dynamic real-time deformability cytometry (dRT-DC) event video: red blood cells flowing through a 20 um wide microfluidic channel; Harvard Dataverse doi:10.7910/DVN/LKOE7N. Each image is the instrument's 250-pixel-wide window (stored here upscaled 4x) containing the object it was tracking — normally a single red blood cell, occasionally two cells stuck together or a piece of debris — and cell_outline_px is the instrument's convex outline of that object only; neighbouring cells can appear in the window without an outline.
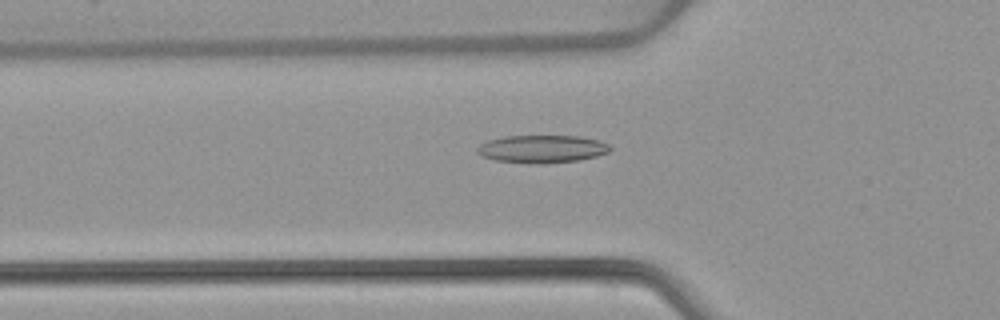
{"species": "common noctule bat (a hibernating species)", "species_latin": "Nyctalus noctula", "temperature_condition": "warm", "stored_images_in_passage": 43, "camera_frame_rate_fps": 3000, "um_per_image_px": 0.085, "animal": {"sex": "female", "body_mass_g": 22.7, "forearm_length_mm": 54.2}, "frame": {"image": 1, "passage_image": 9, "time_ms": 2.667, "image_size_px": [1000, 320], "cell_outline_px": [[612, 148], [608, 152], [596, 156], [580, 160], [536, 164], [496, 160], [484, 156], [476, 152], [476, 148], [480, 144], [488, 140], [504, 136], [580, 136], [600, 140], [608, 144]], "centroid_in_image_um": [46.09, 12.65], "position_along_channel_um": 79.7, "area_um2": 21.44}}
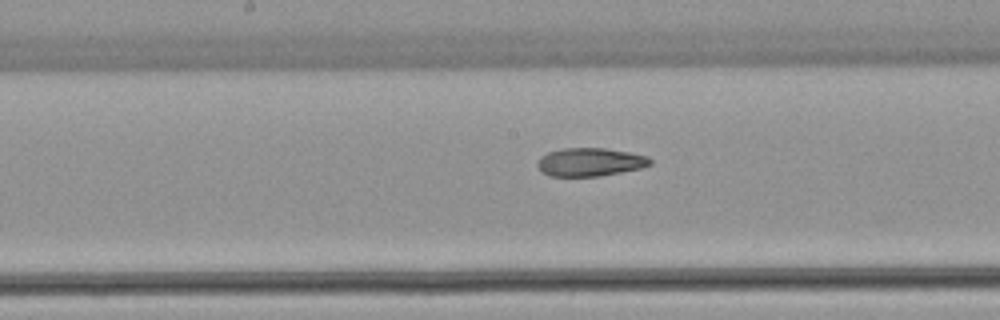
{"frame": {"image": 2, "passage_image": 18, "time_ms": 5.667, "image_size_px": [1000, 320], "cell_outline_px": [[652, 164], [640, 168], [600, 176], [548, 176], [540, 172], [536, 164], [540, 156], [548, 152], [564, 148], [604, 148], [628, 152], [648, 156], [652, 160]], "centroid_in_image_um": [50.12, 13.78], "position_along_channel_um": 198.1, "area_um2": 18.67}}
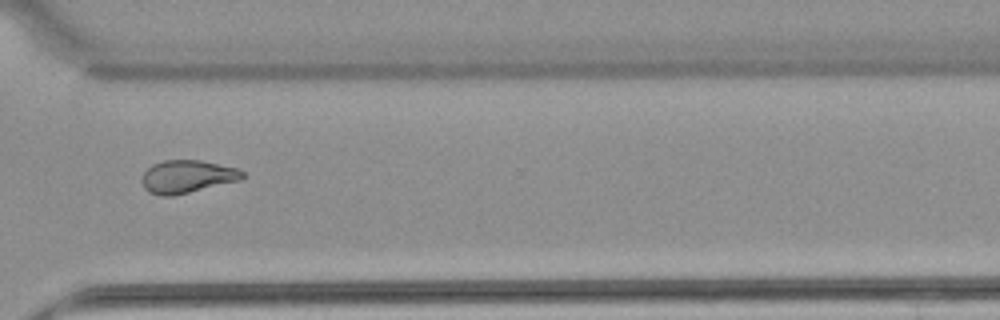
{"frame": {"image": 3, "passage_image": 30, "time_ms": 9.667, "image_size_px": [1000, 320], "cell_outline_px": [[244, 176], [240, 180], [172, 196], [160, 196], [148, 192], [144, 188], [140, 180], [144, 172], [152, 164], [164, 160], [200, 160], [236, 168], [244, 172]], "centroid_in_image_um": [15.86, 15.01], "position_along_channel_um": 354.7, "area_um2": 19.19}, "authors_computed_cell_mechanics": {"area_um2": 19.4786, "velocity_mm_per_s": 3.9192, "shape_relaxation_time_tau1_ms": null, "shape_relaxation_time_tau2_ms": 2.8637, "deformation_change_tau1": null, "deformation_change_tau2": 0.0959}}